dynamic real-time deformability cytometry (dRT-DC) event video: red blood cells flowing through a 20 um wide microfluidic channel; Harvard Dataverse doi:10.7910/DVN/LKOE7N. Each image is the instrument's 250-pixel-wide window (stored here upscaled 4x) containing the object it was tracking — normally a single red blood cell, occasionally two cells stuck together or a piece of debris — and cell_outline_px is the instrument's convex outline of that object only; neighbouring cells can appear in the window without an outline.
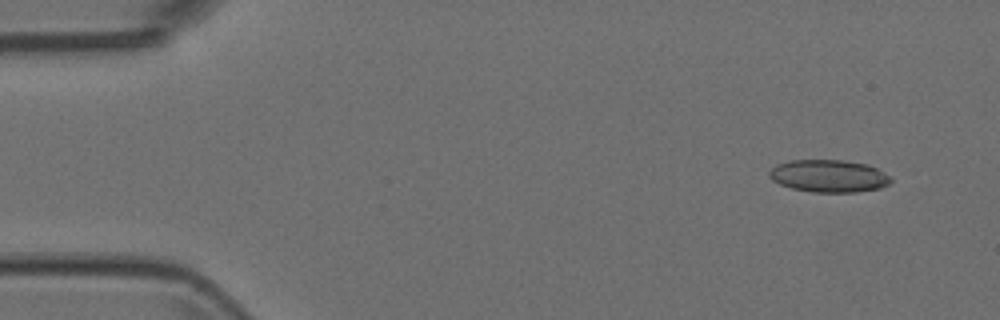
{"species": "Egyptian fruit bat (a non-hibernating species)", "species_latin": "Rousettus aegyptiacus", "temperature_condition": "room temperature", "stored_images_in_passage": 7, "camera_frame_rate_fps": 3000, "um_per_image_px": 0.085, "animal": {"sex": "female"}, "frame": {"image": 1, "passage_image": 1, "time_ms": 0.0, "image_size_px": [1000, 320], "cell_outline_px": [[892, 180], [888, 184], [880, 188], [856, 192], [812, 192], [792, 188], [780, 184], [772, 180], [768, 176], [768, 172], [776, 164], [788, 160], [844, 160], [868, 164], [884, 172]], "centroid_in_image_um": [70.42, 14.95], "position_along_channel_um": 14.6, "area_um2": 23.06}}
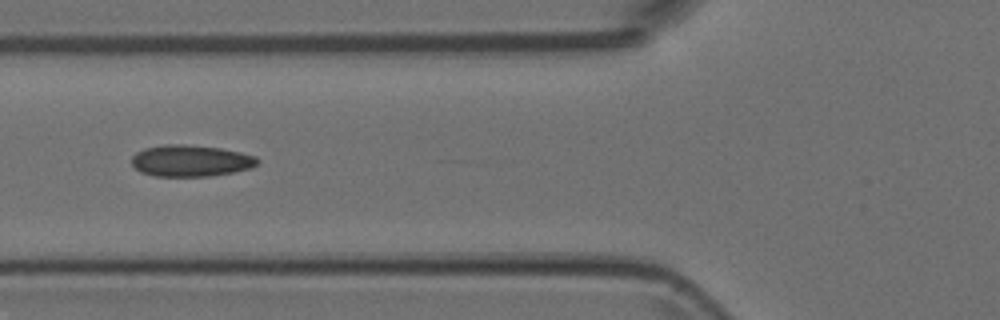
{"frame": {"image": 2, "passage_image": 5, "time_ms": 1.333, "image_size_px": [1000, 320], "cell_outline_px": [[260, 160], [252, 168], [232, 172], [208, 176], [152, 176], [140, 172], [132, 164], [132, 156], [136, 152], [144, 148], [164, 144], [184, 144], [220, 148], [240, 152], [256, 156]], "centroid_in_image_um": [16.19, 13.66], "position_along_channel_um": 109.6, "area_um2": 23.18}}
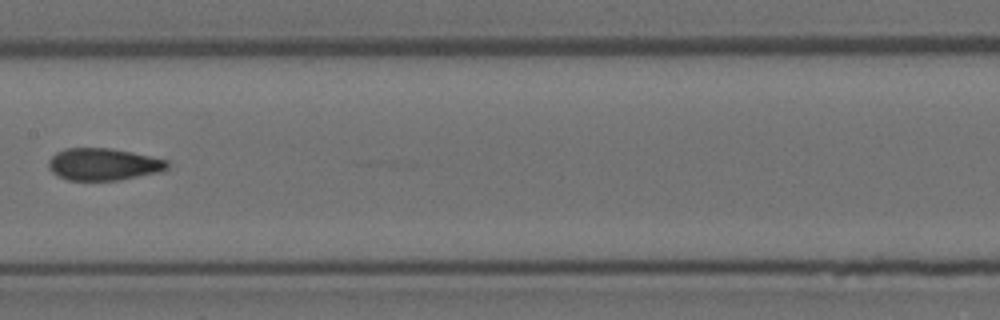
{"frame": {"image": 3, "passage_image": 7, "time_ms": 2.0, "image_size_px": [1000, 320], "cell_outline_px": [[168, 168], [164, 172], [120, 180], [68, 180], [52, 172], [48, 168], [48, 160], [56, 152], [64, 148], [108, 148], [132, 152], [152, 156], [168, 160]], "centroid_in_image_um": [8.82, 13.96], "position_along_channel_um": 198.6, "area_um2": 22.48}}